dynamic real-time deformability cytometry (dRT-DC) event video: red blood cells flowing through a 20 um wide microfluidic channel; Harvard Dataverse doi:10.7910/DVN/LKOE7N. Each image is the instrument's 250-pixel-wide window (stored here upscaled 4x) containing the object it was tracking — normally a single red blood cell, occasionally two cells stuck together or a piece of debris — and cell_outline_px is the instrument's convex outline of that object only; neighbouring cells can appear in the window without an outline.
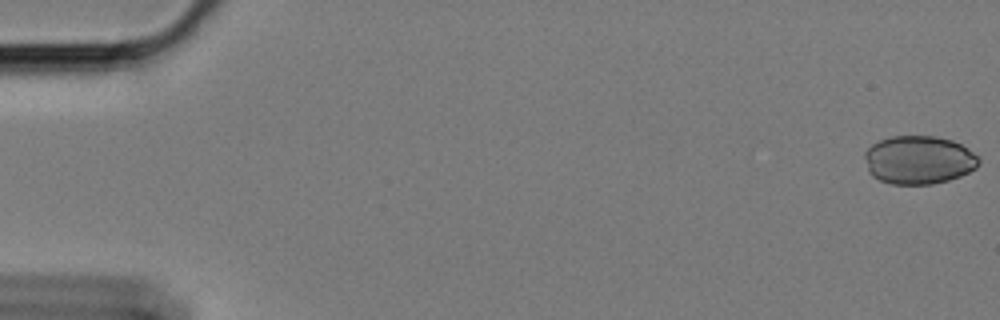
{"species": "Egyptian fruit bat (a non-hibernating species)", "species_latin": "Rousettus aegyptiacus", "temperature_condition": "cold", "stored_images_in_passage": 59, "camera_frame_rate_fps": 3000, "um_per_image_px": 0.085, "animal": {"sex": "female"}, "frame": {"image": 1, "passage_image": 1, "time_ms": 0.0, "image_size_px": [1000, 320], "cell_outline_px": [[980, 164], [976, 168], [960, 176], [948, 180], [932, 184], [892, 184], [880, 180], [872, 176], [868, 172], [864, 156], [864, 152], [872, 144], [880, 140], [892, 136], [936, 136], [952, 140], [968, 148], [980, 160]], "centroid_in_image_um": [78.08, 13.59], "position_along_channel_um": 6.9, "area_um2": 32.25}}
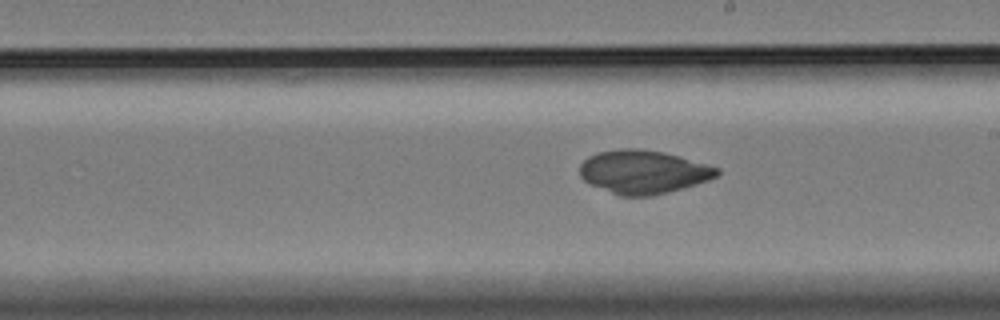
{"frame": {"image": 2, "passage_image": 34, "time_ms": 11.0, "image_size_px": [1000, 320], "cell_outline_px": [[720, 172], [716, 176], [708, 180], [696, 184], [668, 192], [652, 196], [620, 196], [588, 184], [580, 176], [580, 164], [588, 156], [596, 152], [624, 148], [636, 148], [664, 152], [680, 156], [720, 168]], "centroid_in_image_um": [54.65, 14.61], "position_along_channel_um": 234.3, "area_um2": 34.91}}
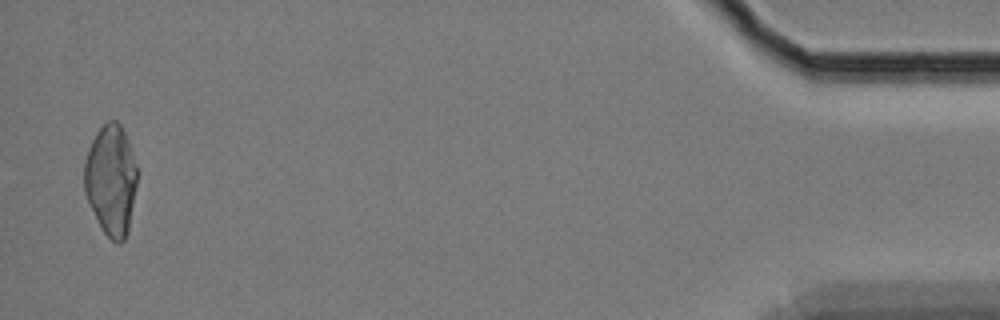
{"frame": {"image": 3, "passage_image": 58, "time_ms": 19.0, "image_size_px": [1000, 320], "cell_outline_px": [[136, 184], [128, 232], [124, 240], [120, 244], [116, 244], [104, 232], [88, 200], [84, 188], [84, 164], [88, 148], [96, 132], [108, 120], [116, 120], [120, 124], [128, 140], [136, 168]], "centroid_in_image_um": [9.43, 15.28], "position_along_channel_um": 425.8, "area_um2": 33.58}}